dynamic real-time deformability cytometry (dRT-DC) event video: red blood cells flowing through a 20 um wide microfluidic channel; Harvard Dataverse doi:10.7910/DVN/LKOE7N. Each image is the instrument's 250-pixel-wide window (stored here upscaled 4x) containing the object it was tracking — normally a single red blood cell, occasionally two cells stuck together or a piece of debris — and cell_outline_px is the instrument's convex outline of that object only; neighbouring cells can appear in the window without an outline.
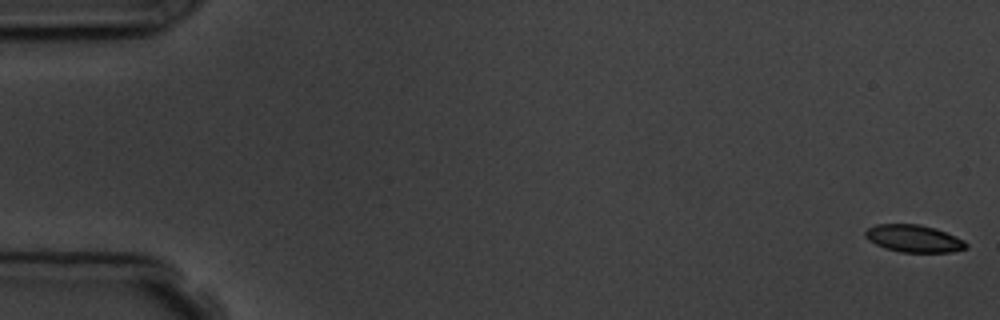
{"species": "common noctule bat (a hibernating species)", "species_latin": "Nyctalus noctula", "temperature_condition": "room temperature", "stored_images_in_passage": 8, "camera_frame_rate_fps": 3000, "um_per_image_px": 0.085, "animal": {"sex": "male", "body_mass_g": 19.5, "forearm_length_mm": 54.6}, "frame": {"image": 1, "passage_image": 1, "time_ms": 0.0, "image_size_px": [1000, 320], "cell_outline_px": [[968, 248], [952, 252], [900, 252], [884, 248], [868, 240], [864, 236], [864, 232], [868, 228], [876, 224], [920, 224], [936, 228], [964, 240], [968, 244]], "centroid_in_image_um": [77.67, 20.27], "position_along_channel_um": 7.3, "area_um2": 16.18}}
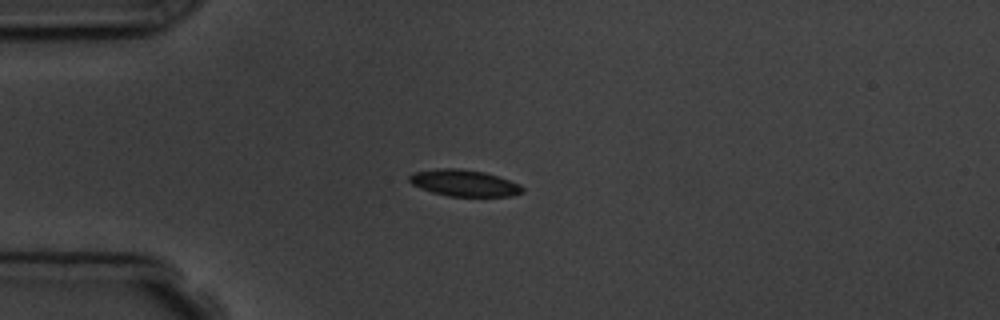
{"frame": {"image": 2, "passage_image": 5, "time_ms": 4.667, "image_size_px": [1000, 320], "cell_outline_px": [[524, 192], [512, 196], [448, 196], [432, 192], [420, 188], [412, 184], [408, 180], [408, 176], [416, 172], [436, 168], [460, 168], [484, 172], [520, 184], [524, 188]], "centroid_in_image_um": [39.44, 15.56], "position_along_channel_um": 45.6, "area_um2": 17.46}}